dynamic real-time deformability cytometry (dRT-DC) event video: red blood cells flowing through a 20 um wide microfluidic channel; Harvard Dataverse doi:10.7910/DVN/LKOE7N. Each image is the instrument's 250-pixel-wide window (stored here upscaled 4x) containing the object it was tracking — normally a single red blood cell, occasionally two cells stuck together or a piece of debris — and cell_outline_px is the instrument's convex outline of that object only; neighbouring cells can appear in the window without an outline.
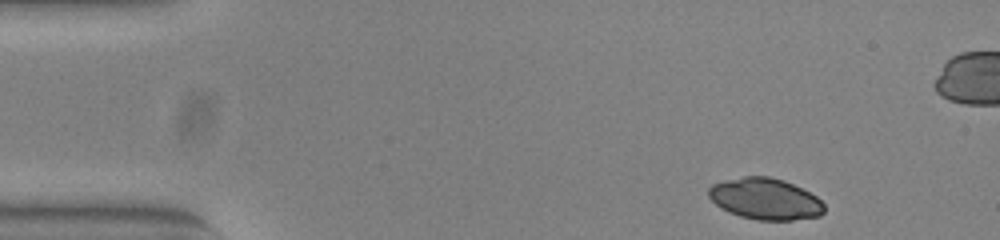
{"species": "common noctule bat (a hibernating species)", "species_latin": "Nyctalus noctula", "temperature_condition": "warm", "stored_images_in_passage": 49, "camera_frame_rate_fps": 3000, "um_per_image_px": 0.085, "animal": {"sex": "female", "body_mass_g": 23.0, "forearm_length_mm": 53.4}, "frame": {"image": 1, "passage_image": 1, "time_ms": 0.0, "image_size_px": [1000, 240], "cell_outline_px": [[824, 212], [820, 216], [792, 220], [756, 220], [740, 216], [728, 212], [720, 208], [708, 196], [708, 188], [712, 184], [724, 180], [744, 176], [768, 176], [784, 180], [816, 196], [824, 204]], "centroid_in_image_um": [65.02, 16.91], "position_along_channel_um": 20.0, "area_um2": 27.92}}
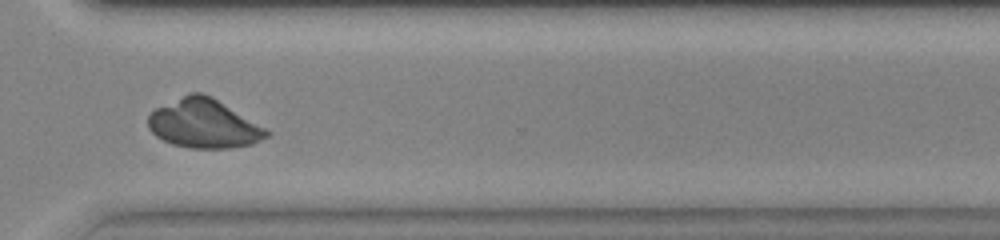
{"frame": {"image": 2, "passage_image": 34, "time_ms": 11.0, "image_size_px": [1000, 240], "cell_outline_px": [[272, 132], [268, 136], [252, 144], [228, 148], [188, 148], [172, 144], [156, 136], [148, 128], [148, 116], [156, 108], [192, 92], [200, 92], [212, 96]], "centroid_in_image_um": [17.33, 10.52], "position_along_channel_um": 353.3, "area_um2": 33.47}}
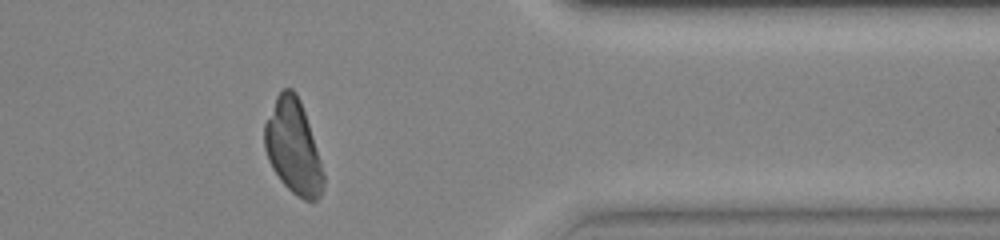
{"frame": {"image": 3, "passage_image": 38, "time_ms": 12.333, "image_size_px": [1000, 240], "cell_outline_px": [[324, 188], [320, 196], [316, 200], [304, 200], [292, 192], [280, 180], [272, 168], [268, 160], [264, 148], [264, 124], [276, 96], [284, 88], [292, 88], [296, 92], [300, 100], [316, 148], [324, 176]], "centroid_in_image_um": [24.9, 12.5], "position_along_channel_um": 386.5, "area_um2": 31.96}}